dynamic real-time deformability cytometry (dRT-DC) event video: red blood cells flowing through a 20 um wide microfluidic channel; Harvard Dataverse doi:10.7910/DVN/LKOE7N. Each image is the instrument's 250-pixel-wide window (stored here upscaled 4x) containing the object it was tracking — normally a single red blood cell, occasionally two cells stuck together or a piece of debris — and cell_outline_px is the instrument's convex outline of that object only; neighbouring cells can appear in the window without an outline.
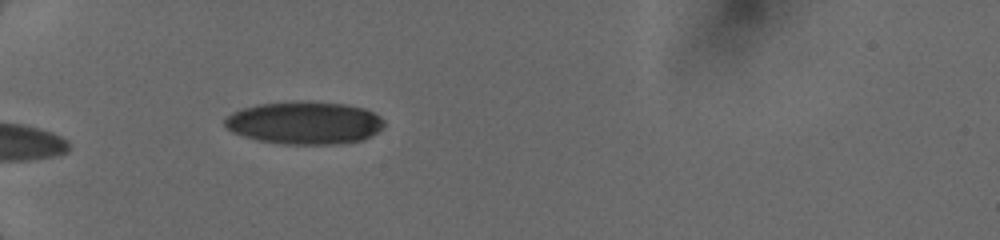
{"species": "human", "species_latin": "Homo sapiens", "temperature_condition": "cold", "stored_images_in_passage": 11, "camera_frame_rate_fps": 3000, "um_per_image_px": 0.085, "donor": {"sex": "female"}, "frame": {"image": 1, "passage_image": 4, "time_ms": 0.667, "image_size_px": [1000, 240], "cell_outline_px": [[384, 124], [372, 136], [364, 140], [340, 144], [280, 144], [256, 140], [232, 132], [224, 124], [224, 120], [232, 112], [256, 104], [300, 100], [308, 100], [348, 104], [364, 108], [380, 116], [384, 120]], "centroid_in_image_um": [25.9, 10.43], "position_along_channel_um": 59.1, "area_um2": 40.17}}
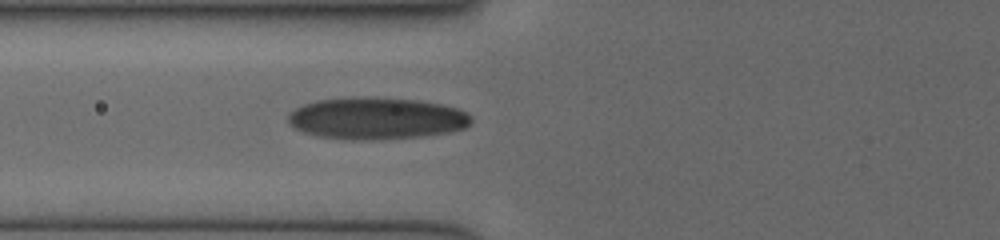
{"frame": {"image": 2, "passage_image": 8, "time_ms": 2.0, "image_size_px": [1000, 240], "cell_outline_px": [[472, 120], [464, 128], [448, 132], [416, 136], [320, 136], [304, 132], [296, 128], [288, 120], [288, 116], [296, 108], [304, 104], [316, 100], [352, 96], [420, 100], [444, 104], [460, 108], [468, 112], [472, 116]], "centroid_in_image_um": [32.07, 9.97], "position_along_channel_um": 93.7, "area_um2": 43.0}}